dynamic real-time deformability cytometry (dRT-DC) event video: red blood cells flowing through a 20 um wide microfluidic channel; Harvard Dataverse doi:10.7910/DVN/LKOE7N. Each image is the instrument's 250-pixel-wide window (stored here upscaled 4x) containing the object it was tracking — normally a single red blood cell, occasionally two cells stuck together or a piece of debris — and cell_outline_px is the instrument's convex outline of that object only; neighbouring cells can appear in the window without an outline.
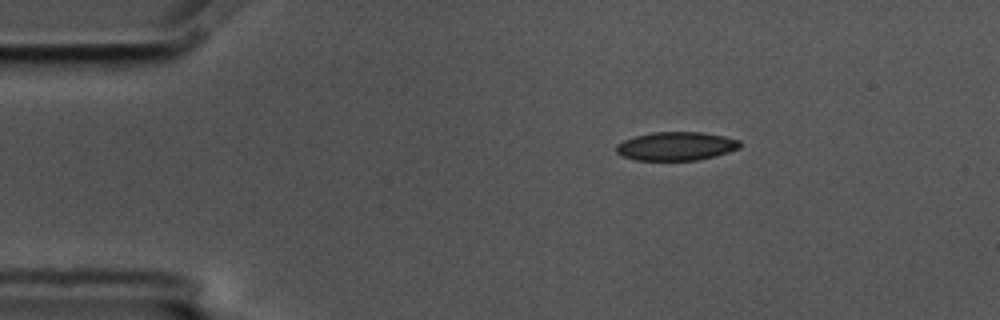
{"species": "common noctule bat (a hibernating species)", "species_latin": "Nyctalus noctula", "temperature_condition": "cold", "stored_images_in_passage": 48, "camera_frame_rate_fps": 3000, "um_per_image_px": 0.085, "animal": {"sex": "male", "body_mass_g": 17.5, "forearm_length_mm": 52.3}, "frame": {"image": 1, "passage_image": 1, "time_ms": 0.0, "image_size_px": [1000, 320], "cell_outline_px": [[740, 148], [716, 156], [696, 160], [636, 160], [624, 156], [616, 152], [616, 144], [624, 140], [636, 136], [652, 132], [704, 132], [724, 136], [740, 140]], "centroid_in_image_um": [57.49, 12.42], "position_along_channel_um": 27.5, "area_um2": 20.58}}
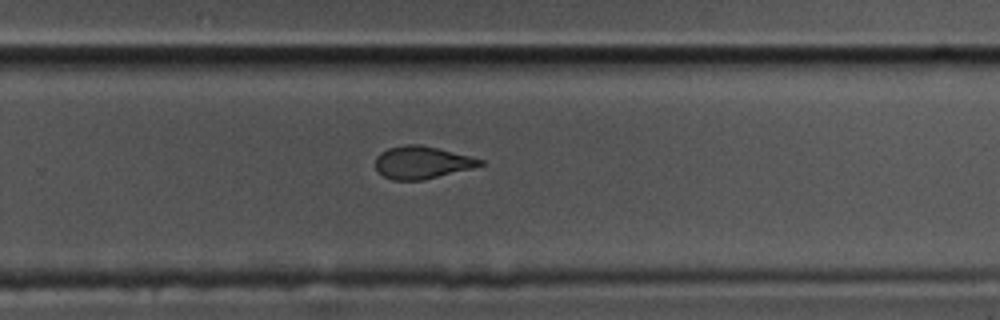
{"frame": {"image": 2, "passage_image": 28, "time_ms": 9.0, "image_size_px": [1000, 320], "cell_outline_px": [[484, 164], [472, 168], [424, 180], [392, 180], [384, 176], [376, 168], [376, 156], [380, 152], [388, 148], [404, 144], [420, 144], [484, 160]], "centroid_in_image_um": [35.83, 13.81], "position_along_channel_um": 294.0, "area_um2": 19.65}}
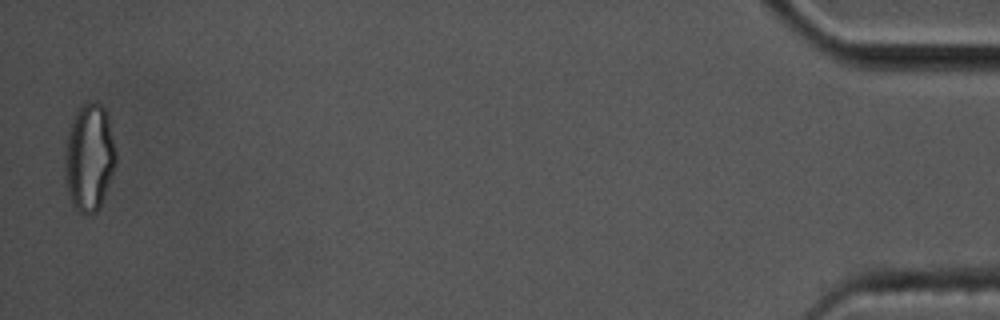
{"frame": {"image": 3, "passage_image": 47, "time_ms": 15.333, "image_size_px": [1000, 320], "cell_outline_px": [[116, 164], [112, 176], [100, 208], [92, 216], [88, 216], [80, 212], [76, 208], [72, 200], [64, 176], [64, 156], [68, 136], [72, 124], [80, 104], [88, 100], [100, 104], [104, 108], [108, 120], [116, 152]], "centroid_in_image_um": [7.6, 13.42], "position_along_channel_um": 427.6, "area_um2": 31.73}, "authors_computed_cell_mechanics": {"area_um2": 21.386, "velocity_mm_per_s": 3.5699, "shape_relaxation_time_tau1_ms": 5.3502, "shape_relaxation_time_tau2_ms": 3.3376, "deformation_change_tau1": 0.1351, "deformation_change_tau2": 0.0713}}